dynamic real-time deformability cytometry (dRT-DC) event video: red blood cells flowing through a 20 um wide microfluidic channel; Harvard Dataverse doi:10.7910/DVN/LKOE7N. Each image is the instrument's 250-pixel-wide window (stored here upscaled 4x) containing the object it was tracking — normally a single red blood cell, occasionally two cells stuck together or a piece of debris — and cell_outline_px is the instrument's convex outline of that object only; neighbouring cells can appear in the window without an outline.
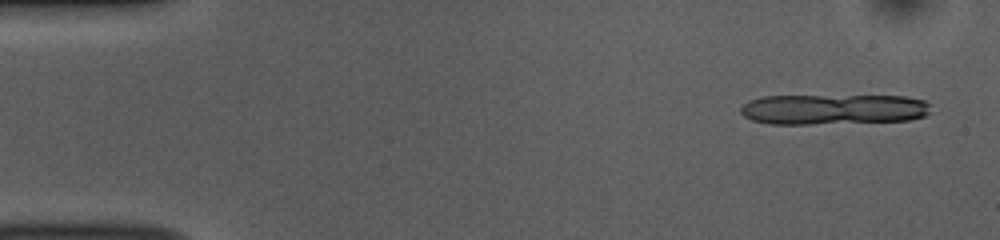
{"species": "common noctule bat (a hibernating species)", "species_latin": "Nyctalus noctula", "temperature_condition": "room temperature", "stored_images_in_passage": 8, "camera_frame_rate_fps": 3000, "um_per_image_px": 0.085, "animal": {"sex": "female", "body_mass_g": 10.0, "forearm_length_mm": 53.1}, "frame": {"image": 1, "passage_image": 1, "time_ms": 0.0, "image_size_px": [1000, 240], "cell_outline_px": [[928, 112], [924, 116], [908, 120], [808, 124], [768, 124], [752, 120], [744, 116], [740, 112], [740, 108], [744, 104], [760, 96], [904, 96], [924, 100], [928, 104]], "centroid_in_image_um": [70.78, 9.29], "position_along_channel_um": 14.2, "area_um2": 33.52}}